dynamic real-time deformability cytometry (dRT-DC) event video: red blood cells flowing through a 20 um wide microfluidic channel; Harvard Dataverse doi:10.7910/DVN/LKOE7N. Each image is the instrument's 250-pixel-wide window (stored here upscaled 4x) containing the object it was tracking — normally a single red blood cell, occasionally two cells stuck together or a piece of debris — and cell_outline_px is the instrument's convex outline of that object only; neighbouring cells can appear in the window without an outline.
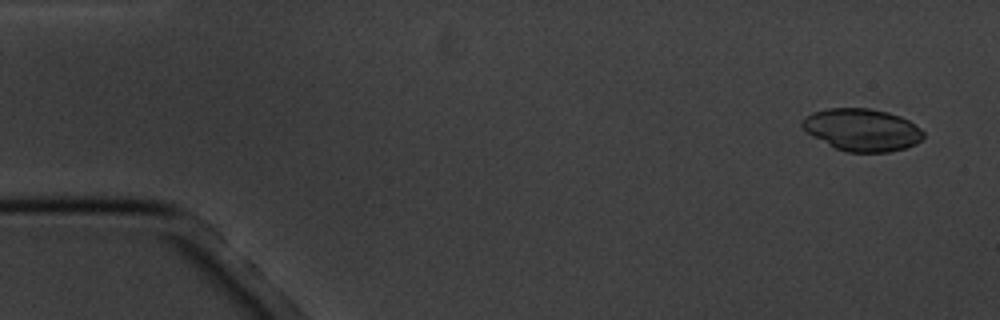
{"species": "common noctule bat (a hibernating species)", "species_latin": "Nyctalus noctula", "temperature_condition": "cold", "stored_images_in_passage": 6, "segment_of_instrument_passage": [2, 2], "camera_frame_rate_fps": 3000, "um_per_image_px": 0.085, "animal": {"sex": "male", "body_mass_g": 20.1, "forearm_length_mm": 53.5}, "frame": {"image": 1, "passage_image": 6, "time_ms": 5.667, "image_size_px": [1000, 320], "cell_outline_px": [[924, 136], [916, 144], [904, 148], [888, 152], [844, 152], [812, 136], [800, 124], [812, 112], [828, 108], [868, 108], [888, 112], [900, 116], [908, 120], [920, 128], [924, 132]], "centroid_in_image_um": [73.29, 11.03], "position_along_channel_um": 11.7, "area_um2": 29.71}}